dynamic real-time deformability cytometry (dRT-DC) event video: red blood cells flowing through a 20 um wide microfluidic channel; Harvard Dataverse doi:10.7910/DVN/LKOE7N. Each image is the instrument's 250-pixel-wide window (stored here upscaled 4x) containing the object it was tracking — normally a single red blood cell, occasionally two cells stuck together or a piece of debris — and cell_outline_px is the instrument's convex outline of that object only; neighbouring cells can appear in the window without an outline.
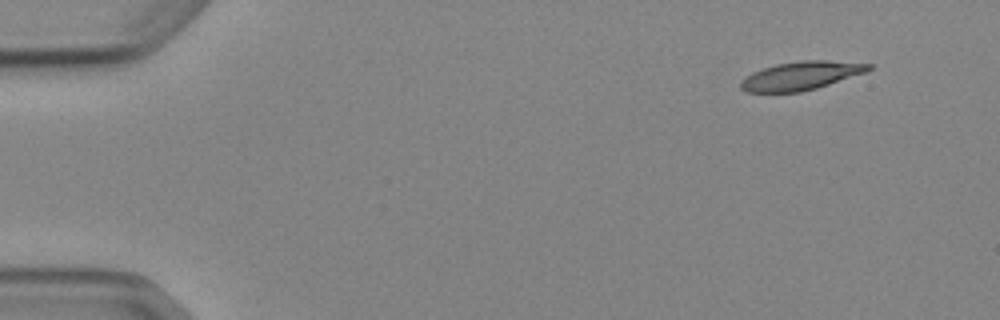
{"species": "Egyptian fruit bat (a non-hibernating species)", "species_latin": "Rousettus aegyptiacus", "temperature_condition": "cold", "stored_images_in_passage": 4, "camera_frame_rate_fps": 3000, "um_per_image_px": 0.085, "animal": {"sex": "female"}, "frame": {"image": 1, "passage_image": 1, "time_ms": 0.0, "image_size_px": [1000, 320], "cell_outline_px": [[872, 68], [868, 72], [816, 88], [800, 92], [744, 92], [740, 88], [740, 80], [752, 72], [776, 64], [800, 60], [828, 60], [872, 64]], "centroid_in_image_um": [68.09, 6.43], "position_along_channel_um": 16.9, "area_um2": 21.33}}
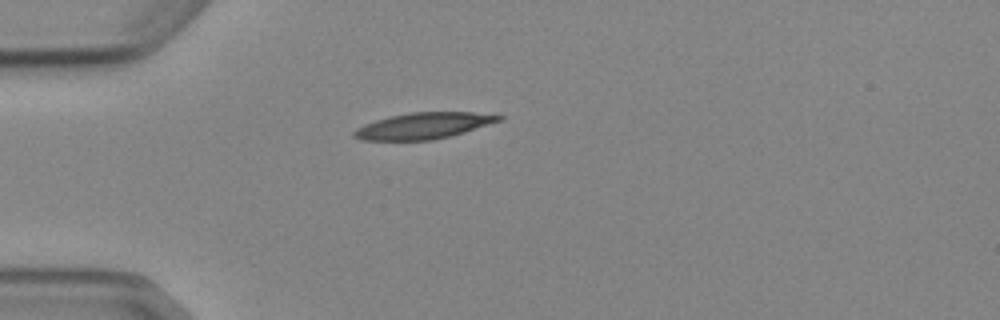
{"frame": {"image": 2, "passage_image": 4, "time_ms": 3.333, "image_size_px": [1000, 320], "cell_outline_px": [[504, 120], [464, 132], [432, 140], [360, 140], [352, 136], [352, 132], [356, 128], [364, 124], [376, 120], [408, 112], [472, 112], [504, 116]], "centroid_in_image_um": [35.99, 10.69], "position_along_channel_um": 49.0, "area_um2": 22.08}}